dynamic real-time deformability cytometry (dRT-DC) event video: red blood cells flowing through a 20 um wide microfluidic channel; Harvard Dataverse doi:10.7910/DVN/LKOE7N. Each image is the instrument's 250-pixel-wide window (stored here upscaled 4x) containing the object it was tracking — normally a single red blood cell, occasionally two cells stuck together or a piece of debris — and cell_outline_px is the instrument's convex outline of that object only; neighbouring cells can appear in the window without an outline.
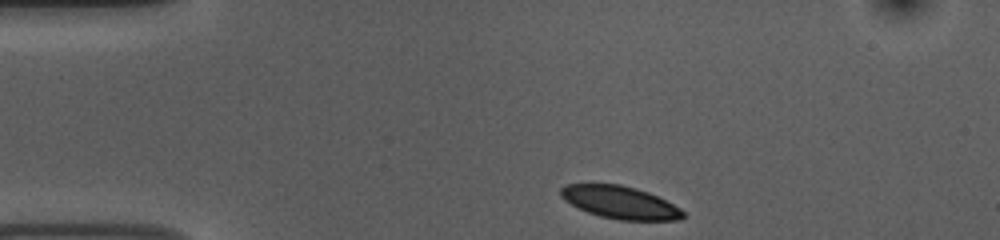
{"species": "common noctule bat (a hibernating species)", "species_latin": "Nyctalus noctula", "temperature_condition": "room temperature", "stored_images_in_passage": 37, "camera_frame_rate_fps": 3000, "um_per_image_px": 0.085, "animal": {"sex": "female", "body_mass_g": 10.0, "forearm_length_mm": 53.1}, "frame": {"image": 1, "passage_image": 1, "time_ms": 0.0, "image_size_px": [1000, 240], "cell_outline_px": [[688, 216], [676, 220], [620, 220], [600, 216], [588, 212], [564, 200], [560, 196], [560, 188], [568, 184], [620, 184], [636, 188], [648, 192], [680, 208]], "centroid_in_image_um": [52.71, 17.2], "position_along_channel_um": 32.3, "area_um2": 23.06}}
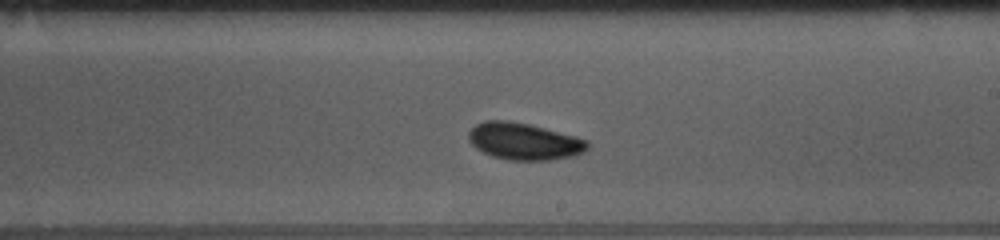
{"frame": {"image": 2, "passage_image": 22, "time_ms": 7.0, "image_size_px": [1000, 240], "cell_outline_px": [[588, 148], [584, 152], [576, 156], [548, 160], [508, 160], [492, 156], [476, 148], [468, 140], [468, 132], [476, 124], [484, 120], [508, 120], [528, 124], [576, 136], [588, 140]], "centroid_in_image_um": [44.55, 12.01], "position_along_channel_um": 244.5, "area_um2": 25.66}}
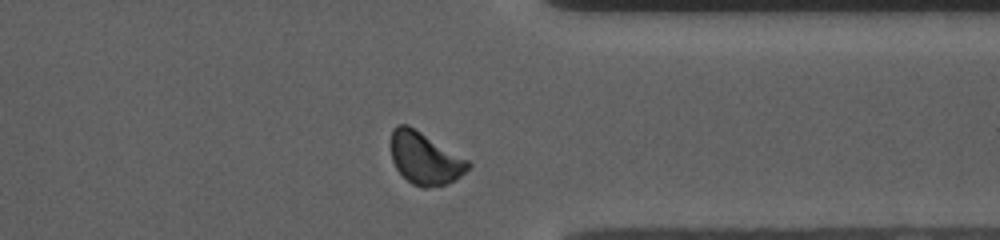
{"frame": {"image": 3, "passage_image": 33, "time_ms": 10.667, "image_size_px": [1000, 240], "cell_outline_px": [[472, 164], [456, 180], [444, 184], [424, 188], [420, 188], [412, 184], [396, 168], [392, 160], [392, 128], [396, 124], [408, 124], [468, 160]], "centroid_in_image_um": [36.11, 13.45], "position_along_channel_um": 375.3, "area_um2": 23.18}, "authors_computed_cell_mechanics": {"area_um2": 24.4494, "velocity_mm_per_s": 3.6796, "shape_relaxation_time_tau1_ms": null, "shape_relaxation_time_tau2_ms": 2.9707, "deformation_change_tau1": null, "deformation_change_tau2": 0.0616}}